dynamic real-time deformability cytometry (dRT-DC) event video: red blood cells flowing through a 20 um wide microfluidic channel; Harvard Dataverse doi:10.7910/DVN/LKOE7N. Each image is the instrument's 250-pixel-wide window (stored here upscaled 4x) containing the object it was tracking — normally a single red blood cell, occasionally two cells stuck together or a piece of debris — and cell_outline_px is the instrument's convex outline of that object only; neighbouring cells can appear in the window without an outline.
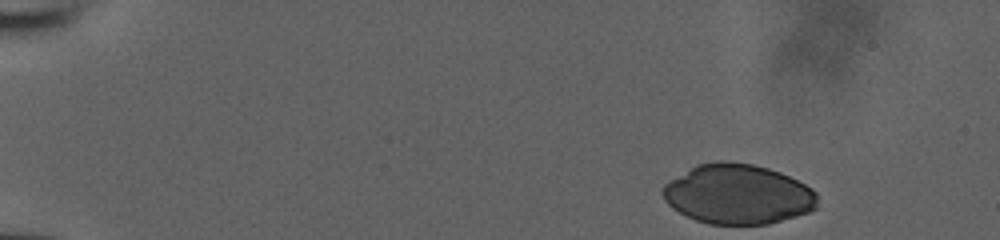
{"species": "human", "species_latin": "Homo sapiens", "temperature_condition": "room temperature", "stored_images_in_passage": 39, "camera_frame_rate_fps": 3000, "um_per_image_px": 0.085, "donor": {"sex": "male"}, "frame": {"image": 1, "passage_image": 1, "time_ms": 0.0, "image_size_px": [1000, 240], "cell_outline_px": [[816, 208], [808, 212], [796, 216], [768, 224], [708, 224], [696, 220], [672, 208], [664, 200], [660, 192], [664, 184], [696, 164], [716, 160], [728, 160], [752, 164], [768, 168], [780, 172], [812, 188], [816, 192]], "centroid_in_image_um": [62.68, 16.49], "position_along_channel_um": 22.3, "area_um2": 54.04}}
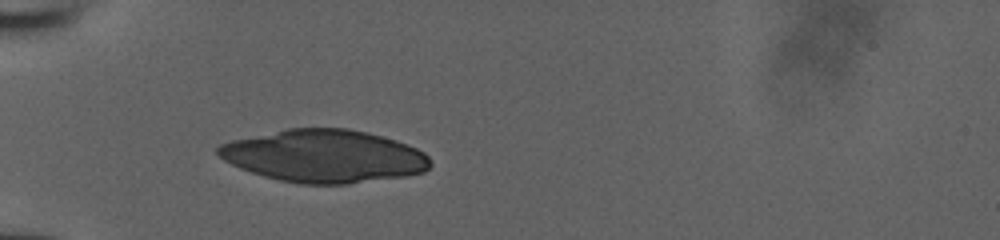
{"frame": {"image": 2, "passage_image": 12, "time_ms": 3.667, "image_size_px": [1000, 240], "cell_outline_px": [[432, 164], [424, 172], [404, 176], [348, 184], [300, 184], [280, 180], [264, 176], [240, 168], [224, 160], [216, 152], [216, 148], [220, 144], [232, 140], [288, 128], [348, 128], [368, 132], [396, 140], [408, 144], [424, 152], [428, 156]], "centroid_in_image_um": [27.56, 13.26], "position_along_channel_um": 57.4, "area_um2": 65.14}}
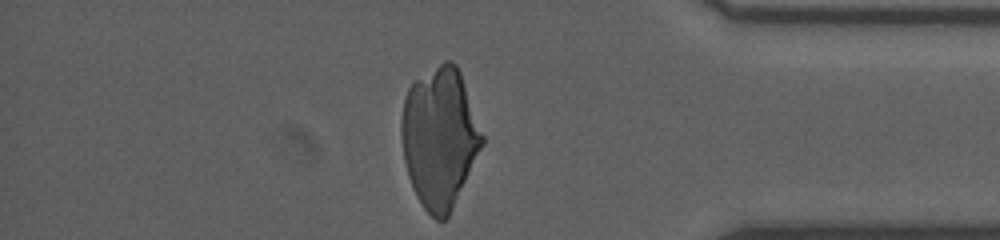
{"frame": {"image": 3, "passage_image": 39, "time_ms": 12.667, "image_size_px": [1000, 240], "cell_outline_px": [[484, 144], [448, 216], [444, 220], [436, 220], [424, 208], [416, 196], [412, 188], [408, 176], [404, 160], [400, 136], [400, 120], [404, 100], [408, 88], [416, 80], [444, 60], [452, 60], [456, 64], [460, 72], [484, 136]], "centroid_in_image_um": [37.36, 11.69], "position_along_channel_um": 397.8, "area_um2": 65.83}}